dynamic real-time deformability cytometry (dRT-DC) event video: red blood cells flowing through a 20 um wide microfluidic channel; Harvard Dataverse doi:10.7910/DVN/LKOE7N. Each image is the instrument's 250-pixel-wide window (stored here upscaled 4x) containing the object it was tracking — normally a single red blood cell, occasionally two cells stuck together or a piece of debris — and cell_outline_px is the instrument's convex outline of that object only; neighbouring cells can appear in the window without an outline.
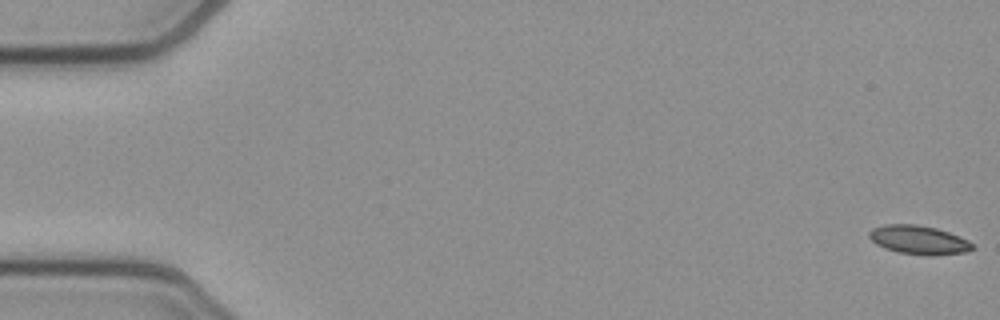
{"species": "common noctule bat (a hibernating species)", "species_latin": "Nyctalus noctula", "temperature_condition": "cold", "stored_images_in_passage": 54, "camera_frame_rate_fps": 3000, "um_per_image_px": 0.085, "animal": {"sex": "female", "body_mass_g": 21.9}, "frame": {"image": 1, "passage_image": 1, "time_ms": 0.0, "image_size_px": [1000, 320], "cell_outline_px": [[976, 248], [964, 252], [900, 252], [884, 248], [876, 244], [868, 236], [868, 232], [872, 228], [884, 224], [916, 224], [936, 228], [948, 232], [968, 240]], "centroid_in_image_um": [78.01, 20.32], "position_along_channel_um": 7.0, "area_um2": 16.36}}
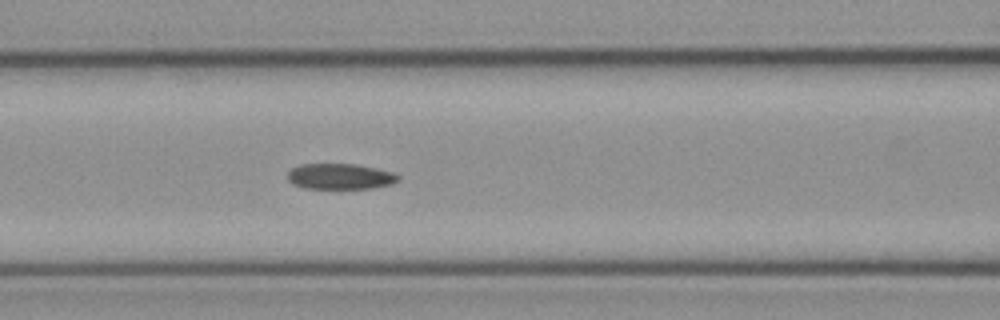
{"frame": {"image": 2, "passage_image": 23, "time_ms": 7.333, "image_size_px": [1000, 320], "cell_outline_px": [[400, 180], [392, 184], [372, 188], [304, 188], [292, 184], [288, 180], [288, 172], [292, 168], [300, 164], [356, 164], [376, 168], [392, 172], [400, 176]], "centroid_in_image_um": [28.92, 14.99], "position_along_channel_um": 137.7, "area_um2": 16.59}}
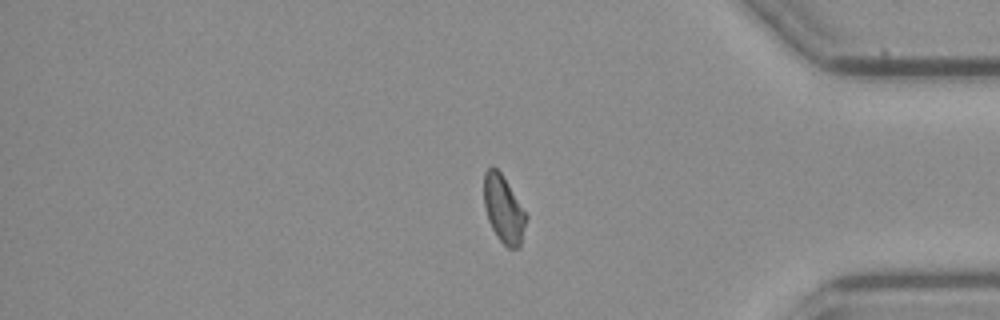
{"frame": {"image": 3, "passage_image": 45, "time_ms": 14.667, "image_size_px": [1000, 320], "cell_outline_px": [[528, 216], [520, 248], [508, 248], [496, 236], [488, 220], [484, 208], [484, 172], [492, 164], [504, 176]], "centroid_in_image_um": [42.81, 17.77], "position_along_channel_um": 392.4, "area_um2": 16.82}, "authors_computed_cell_mechanics": {"area_um2": 17.3111, "velocity_mm_per_s": 3.8313, "shape_relaxation_time_tau1_ms": null, "shape_relaxation_time_tau2_ms": 5.8701, "deformation_change_tau1": null, "deformation_change_tau2": 0.1169}}